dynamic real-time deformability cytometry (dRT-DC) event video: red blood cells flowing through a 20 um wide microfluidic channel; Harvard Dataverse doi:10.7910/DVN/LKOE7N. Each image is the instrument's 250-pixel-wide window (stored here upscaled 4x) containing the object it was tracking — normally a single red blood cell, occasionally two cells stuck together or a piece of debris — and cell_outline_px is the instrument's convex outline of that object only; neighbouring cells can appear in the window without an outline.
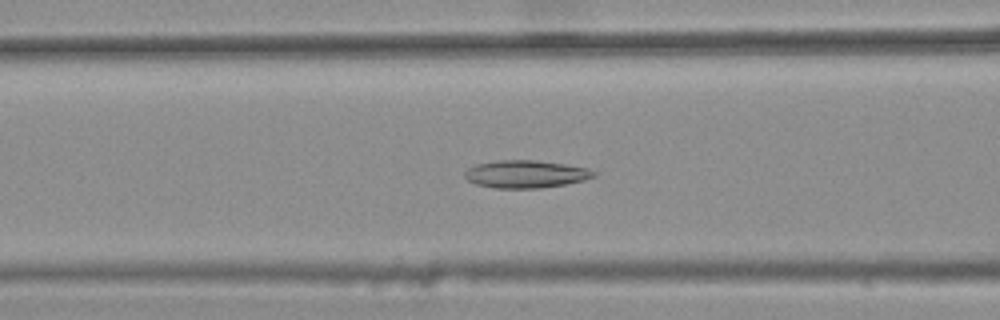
{"species": "common noctule bat (a hibernating species)", "species_latin": "Nyctalus noctula", "temperature_condition": "warm", "stored_images_in_passage": 44, "camera_frame_rate_fps": 3000, "um_per_image_px": 0.085, "animal": {"sex": "female", "body_mass_g": 25.1}, "frame": {"image": 1, "passage_image": 20, "time_ms": 6.333, "image_size_px": [1000, 320], "cell_outline_px": [[596, 176], [584, 180], [564, 184], [540, 188], [492, 188], [476, 184], [468, 180], [464, 176], [464, 172], [468, 168], [476, 164], [496, 160], [536, 160], [564, 164], [588, 168], [596, 172]], "centroid_in_image_um": [44.67, 14.79], "position_along_channel_um": 121.9, "area_um2": 20.81}}
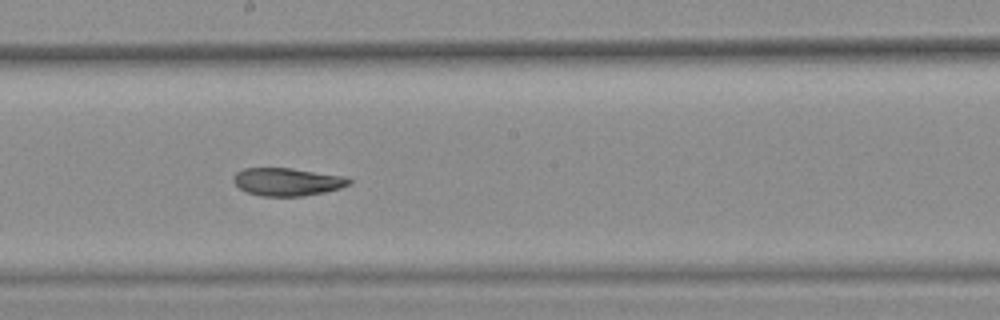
{"frame": {"image": 2, "passage_image": 28, "time_ms": 9.0, "image_size_px": [1000, 320], "cell_outline_px": [[352, 184], [340, 188], [324, 192], [304, 196], [260, 196], [248, 192], [240, 188], [232, 180], [236, 172], [244, 168], [292, 168], [344, 176], [352, 180]], "centroid_in_image_um": [24.44, 15.45], "position_along_channel_um": 223.8, "area_um2": 18.79}}
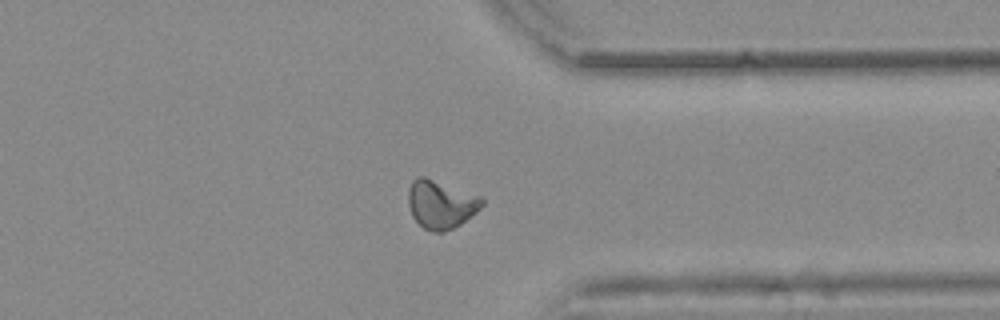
{"frame": {"image": 3, "passage_image": 40, "time_ms": 13.0, "image_size_px": [1000, 320], "cell_outline_px": [[484, 204], [476, 212], [460, 224], [444, 232], [432, 232], [424, 228], [412, 216], [408, 204], [408, 188], [412, 180], [416, 176], [424, 176], [480, 196], [484, 200]], "centroid_in_image_um": [37.45, 17.36], "position_along_channel_um": 374.0, "area_um2": 20.69}, "authors_computed_cell_mechanics": {"area_um2": 19.9121, "velocity_mm_per_s": 3.8278, "shape_relaxation_time_tau1_ms": null, "shape_relaxation_time_tau2_ms": 3.6413, "deformation_change_tau1": null, "deformation_change_tau2": 0.1052}}